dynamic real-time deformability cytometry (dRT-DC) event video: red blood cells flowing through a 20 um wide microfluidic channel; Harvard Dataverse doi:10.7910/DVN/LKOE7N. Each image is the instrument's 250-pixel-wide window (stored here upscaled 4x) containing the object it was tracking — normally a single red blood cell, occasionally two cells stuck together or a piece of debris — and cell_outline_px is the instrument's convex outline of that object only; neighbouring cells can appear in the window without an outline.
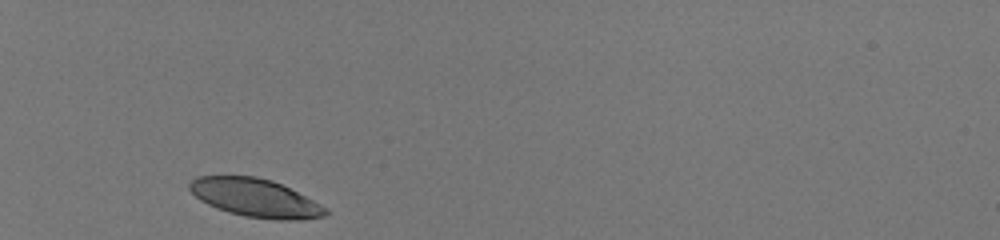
{"species": "human", "species_latin": "Homo sapiens", "temperature_condition": "room temperature", "stored_images_in_passage": 30, "camera_frame_rate_fps": 3000, "um_per_image_px": 0.085, "donor": {"sex": "male"}, "frame": {"image": 1, "passage_image": 1, "time_ms": 0.0, "image_size_px": [1000, 240], "cell_outline_px": [[328, 212], [324, 216], [300, 220], [276, 220], [244, 216], [228, 212], [216, 208], [200, 200], [188, 188], [188, 184], [192, 180], [200, 176], [256, 176], [272, 180], [320, 204]], "centroid_in_image_um": [21.67, 16.82], "position_along_channel_um": 63.3, "area_um2": 29.94}}
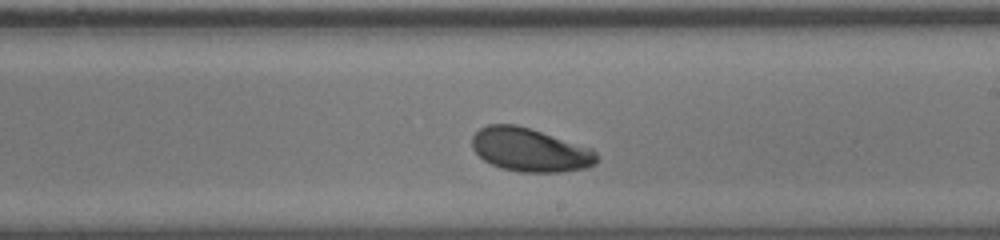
{"frame": {"image": 2, "passage_image": 17, "time_ms": 5.333, "image_size_px": [1000, 240], "cell_outline_px": [[600, 160], [596, 164], [588, 168], [560, 172], [520, 172], [500, 168], [484, 160], [472, 148], [472, 136], [480, 128], [488, 124], [516, 124], [592, 148], [596, 152]], "centroid_in_image_um": [45.07, 12.75], "position_along_channel_um": 243.9, "area_um2": 31.73}}
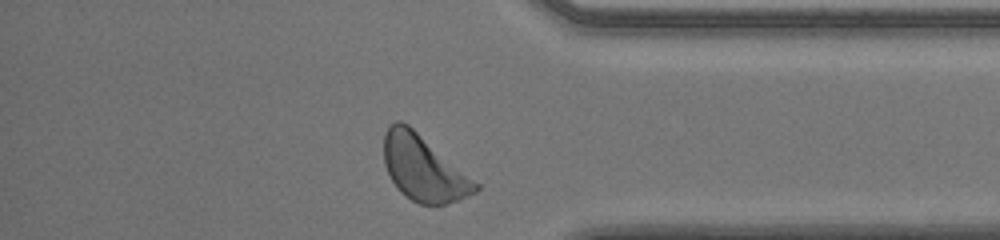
{"frame": {"image": 3, "passage_image": 29, "time_ms": 9.333, "image_size_px": [1000, 240], "cell_outline_px": [[480, 188], [476, 192], [456, 200], [444, 204], [420, 204], [412, 200], [400, 192], [396, 188], [384, 164], [384, 132], [388, 124], [396, 120], [400, 120], [408, 124], [480, 184]], "centroid_in_image_um": [35.97, 14.28], "position_along_channel_um": 399.2, "area_um2": 34.74}, "authors_computed_cell_mechanics": {"area_um2": 31.7322, "velocity_mm_per_s": 3.9797, "shape_relaxation_time_tau1_ms": 4.0178, "shape_relaxation_time_tau2_ms": null, "deformation_change_tau1": 0.1837, "deformation_change_tau2": null}}